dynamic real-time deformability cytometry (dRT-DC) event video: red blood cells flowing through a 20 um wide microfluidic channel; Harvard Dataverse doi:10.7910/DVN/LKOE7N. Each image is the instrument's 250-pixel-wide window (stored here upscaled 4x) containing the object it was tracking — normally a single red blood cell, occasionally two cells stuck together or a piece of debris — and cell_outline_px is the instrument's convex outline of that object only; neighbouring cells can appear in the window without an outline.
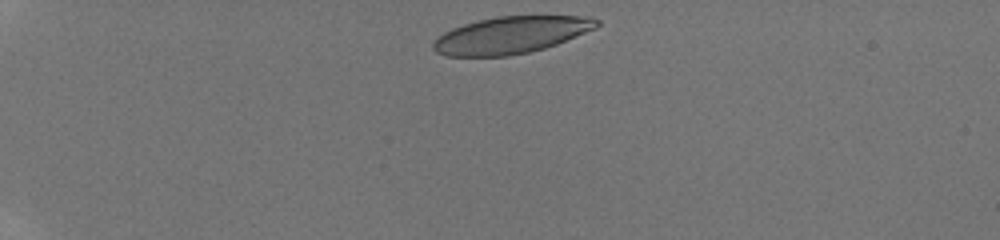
{"species": "human", "species_latin": "Homo sapiens", "temperature_condition": "room temperature", "stored_images_in_passage": 6, "camera_frame_rate_fps": 3000, "um_per_image_px": 0.085, "donor": {"sex": "male"}, "frame": {"image": 1, "passage_image": 1, "time_ms": 0.0, "image_size_px": [1000, 240], "cell_outline_px": [[600, 24], [596, 28], [556, 44], [544, 48], [528, 52], [508, 56], [448, 56], [436, 52], [432, 48], [432, 44], [444, 32], [452, 28], [476, 20], [496, 16], [588, 16], [600, 20]], "centroid_in_image_um": [43.43, 2.97], "position_along_channel_um": 41.6, "area_um2": 35.14}}
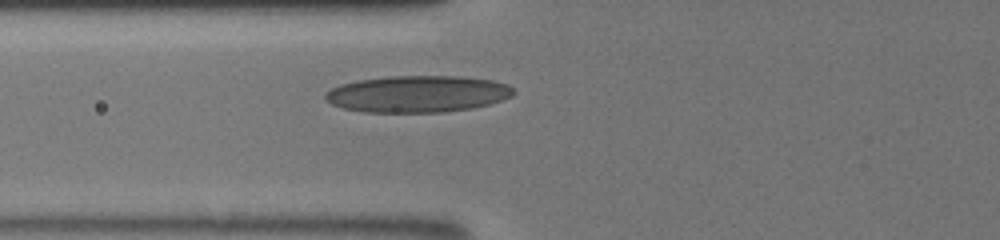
{"frame": {"image": 2, "passage_image": 6, "time_ms": 3.0, "image_size_px": [1000, 240], "cell_outline_px": [[516, 92], [512, 96], [488, 104], [472, 108], [444, 112], [364, 112], [344, 108], [332, 104], [324, 100], [324, 96], [332, 88], [340, 84], [356, 80], [388, 76], [460, 76], [492, 80], [508, 84]], "centroid_in_image_um": [35.49, 7.98], "position_along_channel_um": 90.3, "area_um2": 40.34}}